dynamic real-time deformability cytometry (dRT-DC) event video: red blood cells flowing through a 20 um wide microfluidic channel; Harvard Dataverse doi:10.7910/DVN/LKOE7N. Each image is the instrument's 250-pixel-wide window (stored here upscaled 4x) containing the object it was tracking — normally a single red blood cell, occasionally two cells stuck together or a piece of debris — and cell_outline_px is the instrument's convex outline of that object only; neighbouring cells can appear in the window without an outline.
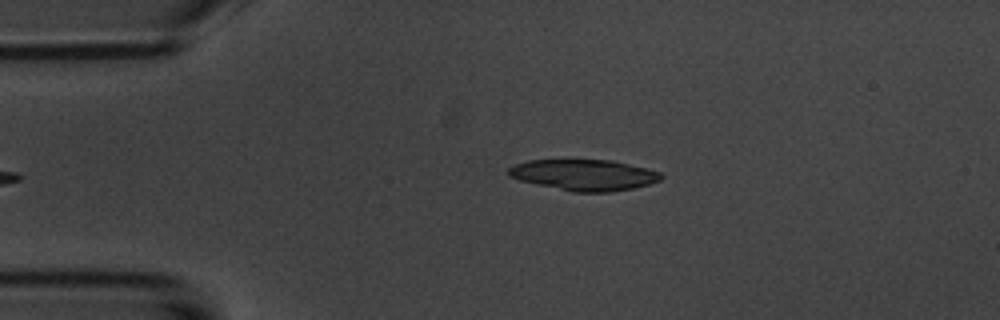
{"species": "common noctule bat (a hibernating species)", "species_latin": "Nyctalus noctula", "temperature_condition": "room temperature", "stored_images_in_passage": 5, "camera_frame_rate_fps": 3000, "um_per_image_px": 0.085, "animal": {"sex": "male", "body_mass_g": 20.1, "forearm_length_mm": 53.5}, "frame": {"image": 1, "passage_image": 5, "time_ms": 5.0, "image_size_px": [1000, 320], "cell_outline_px": [[664, 176], [660, 180], [648, 184], [632, 188], [612, 192], [572, 192], [536, 184], [520, 180], [508, 176], [508, 168], [516, 164], [528, 160], [612, 160], [660, 172]], "centroid_in_image_um": [49.63, 14.87], "position_along_channel_um": 35.4, "area_um2": 27.4}}